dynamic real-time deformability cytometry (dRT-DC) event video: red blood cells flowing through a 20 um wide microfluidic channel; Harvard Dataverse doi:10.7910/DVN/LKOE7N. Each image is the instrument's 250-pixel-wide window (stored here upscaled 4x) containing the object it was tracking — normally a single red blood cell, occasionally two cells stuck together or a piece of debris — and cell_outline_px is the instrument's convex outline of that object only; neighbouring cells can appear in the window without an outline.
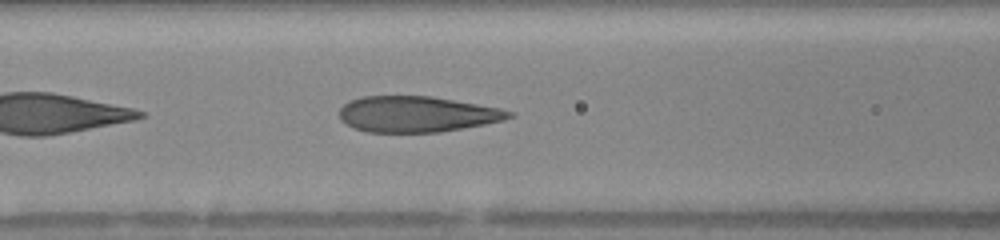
{"species": "human", "species_latin": "Homo sapiens", "temperature_condition": "warm", "stored_images_in_passage": 33, "camera_frame_rate_fps": 3000, "um_per_image_px": 0.085, "donor": {"sex": "female"}, "frame": {"image": 1, "passage_image": 6, "time_ms": 1.667, "image_size_px": [1000, 240], "cell_outline_px": [[516, 116], [504, 120], [484, 124], [440, 132], [368, 132], [352, 128], [340, 120], [340, 108], [348, 100], [360, 96], [432, 96], [500, 108], [516, 112]], "centroid_in_image_um": [35.43, 9.7], "position_along_channel_um": 131.2, "area_um2": 35.72}}
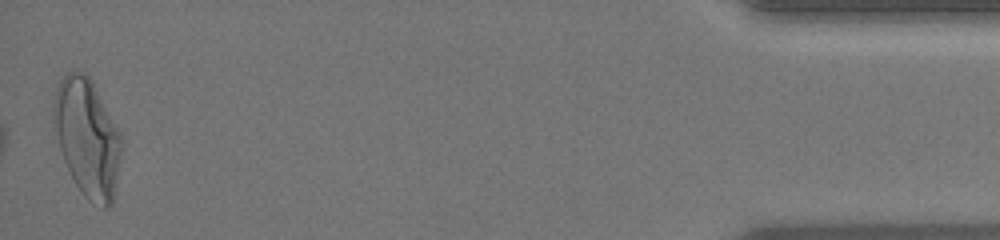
{"frame": {"image": 2, "passage_image": 33, "time_ms": 10.667, "image_size_px": [1000, 240], "cell_outline_px": [[120, 156], [112, 204], [108, 208], [104, 208], [88, 200], [84, 196], [76, 184], [64, 160], [60, 148], [52, 120], [52, 104], [56, 88], [60, 80], [68, 72], [84, 72], [92, 80], [120, 132]], "centroid_in_image_um": [7.39, 11.67], "position_along_channel_um": 427.8, "area_um2": 46.01}, "authors_computed_cell_mechanics": {"area_um2": 36.6452, "velocity_mm_per_s": 4.1448, "shape_relaxation_time_tau1_ms": 4.6631, "shape_relaxation_time_tau2_ms": null, "deformation_change_tau1": 0.2147, "deformation_change_tau2": null}}